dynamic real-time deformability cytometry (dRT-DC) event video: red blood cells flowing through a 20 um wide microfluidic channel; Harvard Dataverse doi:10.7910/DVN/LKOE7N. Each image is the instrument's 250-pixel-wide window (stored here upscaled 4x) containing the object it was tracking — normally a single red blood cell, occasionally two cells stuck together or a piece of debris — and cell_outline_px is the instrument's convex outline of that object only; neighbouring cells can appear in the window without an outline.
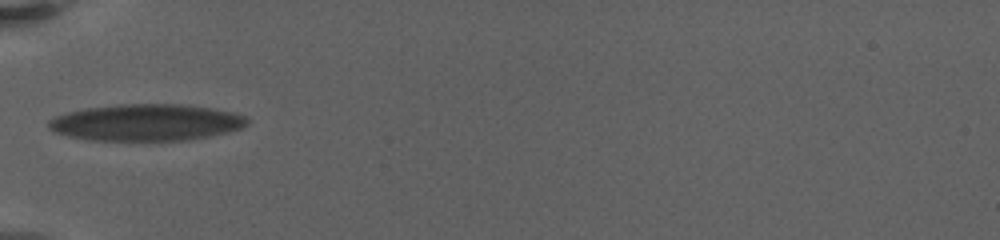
{"species": "human", "species_latin": "Homo sapiens", "temperature_condition": "warm", "stored_images_in_passage": 13, "camera_frame_rate_fps": 3000, "um_per_image_px": 0.085, "donor": {"sex": "female"}, "frame": {"image": 1, "passage_image": 1, "time_ms": 0.0, "image_size_px": [1000, 240], "cell_outline_px": [[248, 124], [240, 128], [228, 132], [188, 140], [84, 140], [68, 136], [56, 132], [48, 128], [48, 120], [56, 116], [68, 112], [84, 108], [120, 104], [180, 104], [208, 108], [232, 112], [244, 116], [248, 120]], "centroid_in_image_um": [12.39, 10.41], "position_along_channel_um": 72.6, "area_um2": 42.25}}
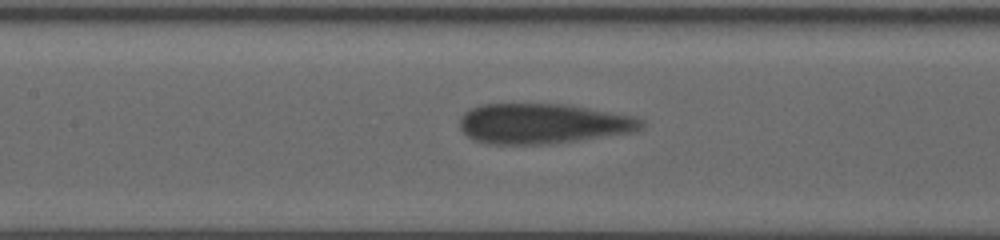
{"frame": {"image": 2, "passage_image": 8, "time_ms": 3.0, "image_size_px": [1000, 240], "cell_outline_px": [[644, 128], [636, 132], [580, 140], [548, 144], [488, 144], [472, 140], [460, 128], [460, 116], [468, 108], [480, 104], [568, 104], [636, 116], [644, 120]], "centroid_in_image_um": [46.17, 10.5], "position_along_channel_um": 161.2, "area_um2": 43.18}}
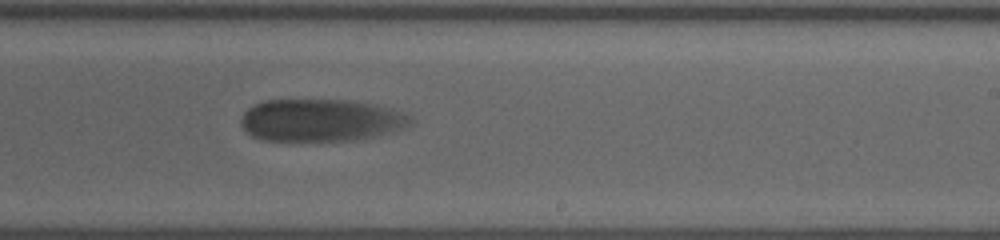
{"frame": {"image": 3, "passage_image": 13, "time_ms": 6.333, "image_size_px": [1000, 240], "cell_outline_px": [[412, 124], [404, 128], [376, 136], [356, 140], [260, 140], [252, 136], [240, 124], [240, 120], [244, 112], [252, 104], [264, 100], [348, 100], [376, 104], [392, 108], [412, 116]], "centroid_in_image_um": [27.28, 10.21], "position_along_channel_um": 261.7, "area_um2": 42.08}}